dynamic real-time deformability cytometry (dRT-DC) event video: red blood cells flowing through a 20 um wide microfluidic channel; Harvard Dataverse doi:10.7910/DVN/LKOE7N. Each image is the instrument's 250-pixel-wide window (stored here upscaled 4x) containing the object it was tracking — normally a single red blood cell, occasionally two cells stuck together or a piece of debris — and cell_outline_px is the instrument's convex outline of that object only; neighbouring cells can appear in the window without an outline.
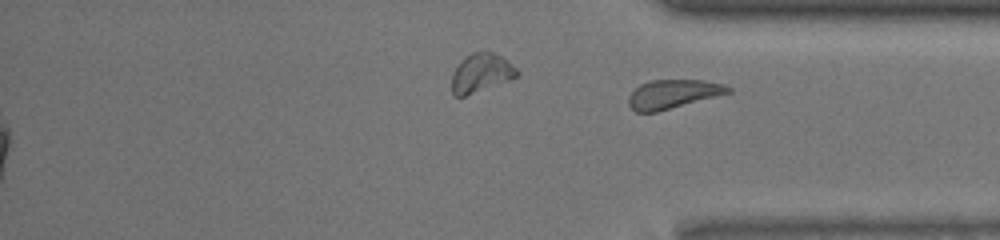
{"species": "common noctule bat (a hibernating species)", "species_latin": "Nyctalus noctula", "temperature_condition": "room temperature", "stored_images_in_passage": 41, "segment_of_instrument_passage": [2, 2], "camera_frame_rate_fps": 3000, "um_per_image_px": 0.085, "animal": {"sex": "male", "body_mass_g": 13.0, "forearm_length_mm": 53.1}, "frame": {"image": 1, "passage_image": 41, "time_ms": 13.333, "image_size_px": [1000, 240], "cell_outline_px": [[732, 92], [656, 112], [636, 112], [628, 104], [628, 96], [640, 84], [652, 80], [704, 80], [724, 84], [732, 88]], "centroid_in_image_um": [57.21, 7.99], "position_along_channel_um": 378.0, "area_um2": 16.65}}